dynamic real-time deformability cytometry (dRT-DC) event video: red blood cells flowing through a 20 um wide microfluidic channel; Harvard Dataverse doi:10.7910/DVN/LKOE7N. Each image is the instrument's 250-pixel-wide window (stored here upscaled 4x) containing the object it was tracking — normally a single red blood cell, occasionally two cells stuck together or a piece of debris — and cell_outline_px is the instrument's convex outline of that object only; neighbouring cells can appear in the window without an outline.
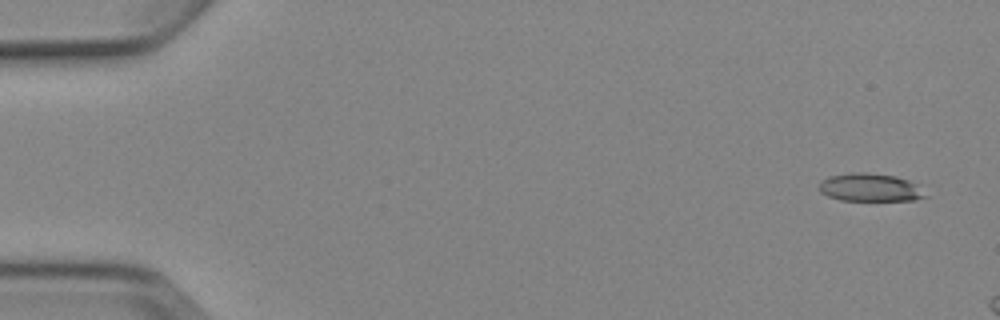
{"species": "Egyptian fruit bat (a non-hibernating species)", "species_latin": "Rousettus aegyptiacus", "temperature_condition": "cold", "stored_images_in_passage": 3, "camera_frame_rate_fps": 3000, "um_per_image_px": 0.085, "animal": {"sex": "female"}, "frame": {"image": 1, "passage_image": 1, "time_ms": 0.0, "image_size_px": [1000, 320], "cell_outline_px": [[928, 196], [916, 200], [840, 200], [828, 196], [820, 192], [820, 180], [828, 176], [856, 172], [864, 172], [896, 176], [920, 184]], "centroid_in_image_um": [74.0, 15.93], "position_along_channel_um": 11.0, "area_um2": 17.51}}